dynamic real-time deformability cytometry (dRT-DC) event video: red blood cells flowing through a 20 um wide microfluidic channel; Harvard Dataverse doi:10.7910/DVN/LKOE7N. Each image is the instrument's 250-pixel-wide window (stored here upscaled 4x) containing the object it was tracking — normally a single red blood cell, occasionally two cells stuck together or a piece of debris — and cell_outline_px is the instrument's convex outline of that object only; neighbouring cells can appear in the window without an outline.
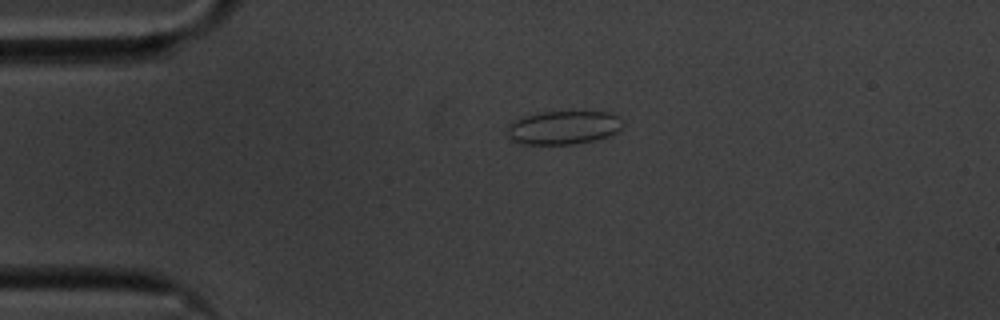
{"species": "common noctule bat (a hibernating species)", "species_latin": "Nyctalus noctula", "temperature_condition": "cold", "stored_images_in_passage": 45, "camera_frame_rate_fps": 3000, "um_per_image_px": 0.085, "animal": {"sex": "male", "body_mass_g": 20.1, "forearm_length_mm": 53.5}, "frame": {"image": 1, "passage_image": 1, "time_ms": 0.0, "image_size_px": [1000, 320], "cell_outline_px": [[624, 124], [616, 132], [608, 136], [596, 140], [576, 144], [520, 144], [512, 140], [508, 136], [508, 124], [512, 120], [520, 116], [536, 112], [612, 112]], "centroid_in_image_um": [47.84, 10.84], "position_along_channel_um": 37.2, "area_um2": 22.83}}
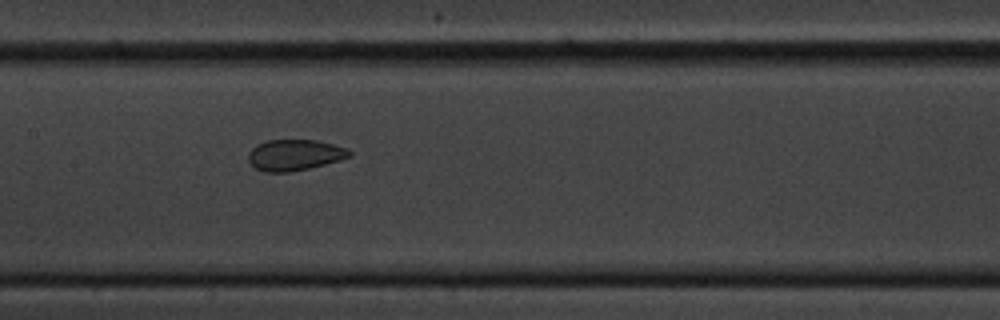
{"frame": {"image": 2, "passage_image": 16, "time_ms": 5.0, "image_size_px": [1000, 320], "cell_outline_px": [[352, 156], [340, 160], [308, 168], [288, 172], [264, 172], [256, 168], [248, 160], [248, 152], [256, 144], [268, 140], [316, 140], [348, 148], [352, 152]], "centroid_in_image_um": [25.04, 13.17], "position_along_channel_um": 182.4, "area_um2": 18.26}}
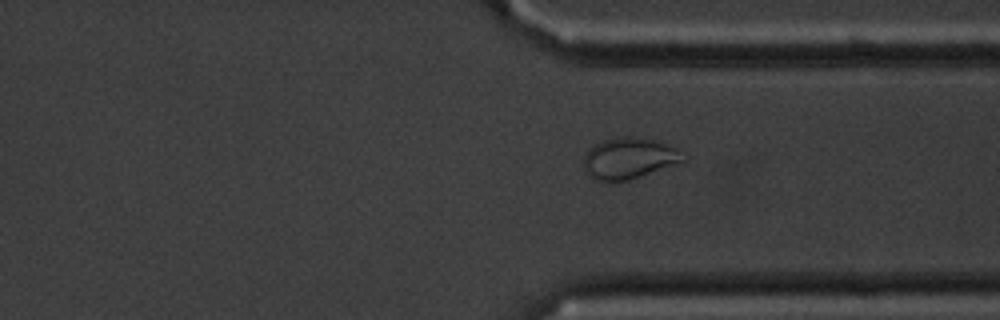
{"frame": {"image": 3, "passage_image": 31, "time_ms": 10.0, "image_size_px": [1000, 320], "cell_outline_px": [[688, 160], [628, 180], [596, 180], [588, 176], [584, 172], [584, 156], [596, 144], [604, 140], [616, 136], [624, 136], [652, 140], [676, 148], [688, 156]], "centroid_in_image_um": [53.48, 13.46], "position_along_channel_um": 357.9, "area_um2": 23.52}, "authors_computed_cell_mechanics": {"area_um2": 19.941, "velocity_mm_per_s": 3.518, "shape_relaxation_time_tau1_ms": null, "shape_relaxation_time_tau2_ms": 1.243, "deformation_change_tau1": null, "deformation_change_tau2": 0.058}}